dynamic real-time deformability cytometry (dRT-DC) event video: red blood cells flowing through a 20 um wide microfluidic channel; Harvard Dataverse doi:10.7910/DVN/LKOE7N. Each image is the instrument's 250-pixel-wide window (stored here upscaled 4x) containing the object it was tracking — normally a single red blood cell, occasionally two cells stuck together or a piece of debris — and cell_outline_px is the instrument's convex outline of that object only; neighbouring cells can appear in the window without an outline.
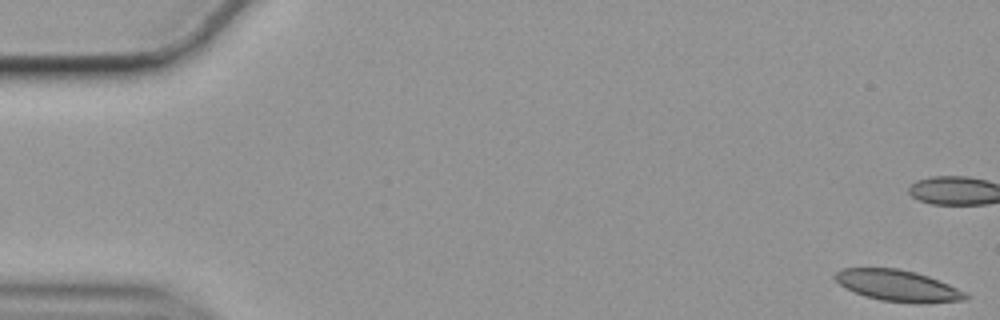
{"species": "common noctule bat (a hibernating species)", "species_latin": "Nyctalus noctula", "temperature_condition": "cold", "stored_images_in_passage": 58, "camera_frame_rate_fps": 3000, "um_per_image_px": 0.085, "animal": {"sex": "female", "body_mass_g": 19.9}, "frame": {"image": 1, "passage_image": 1, "time_ms": 0.0, "image_size_px": [1000, 320], "cell_outline_px": [[972, 296], [964, 300], [880, 300], [864, 296], [844, 288], [832, 276], [836, 272], [844, 268], [896, 268], [928, 276], [948, 284]], "centroid_in_image_um": [76.19, 24.22], "position_along_channel_um": 8.8, "area_um2": 22.54}, "authors_computed_cell_mechanics": {"area_um2": 23.3801, "velocity_mm_per_s": 3.5012, "shape_relaxation_time_tau1_ms": null, "shape_relaxation_time_tau2_ms": 4.4886, "deformation_change_tau1": null, "deformation_change_tau2": 0.0929}}